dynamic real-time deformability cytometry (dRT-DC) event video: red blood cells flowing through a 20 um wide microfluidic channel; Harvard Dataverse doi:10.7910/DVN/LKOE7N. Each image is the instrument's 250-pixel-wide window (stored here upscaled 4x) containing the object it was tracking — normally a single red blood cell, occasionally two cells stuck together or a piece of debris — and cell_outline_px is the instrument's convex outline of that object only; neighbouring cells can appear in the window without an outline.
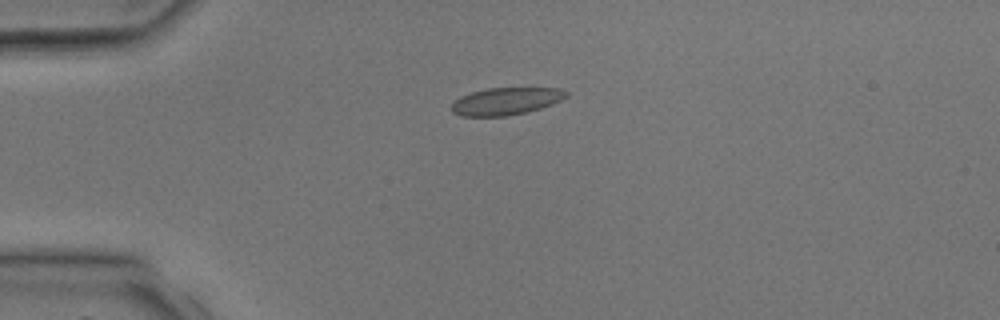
{"species": "common noctule bat (a hibernating species)", "species_latin": "Nyctalus noctula", "temperature_condition": "room temperature", "stored_images_in_passage": 1, "camera_frame_rate_fps": 3000, "um_per_image_px": 0.085, "animal": {"sex": "male", "body_mass_g": 17.9, "forearm_length_mm": 54.2}, "frame": {"image": 1, "passage_image": 1, "time_ms": 0.0, "image_size_px": [1000, 320], "cell_outline_px": [[568, 96], [552, 104], [540, 108], [508, 116], [460, 116], [452, 112], [452, 104], [460, 96], [472, 92], [488, 88], [556, 88], [568, 92]], "centroid_in_image_um": [42.99, 8.6], "position_along_channel_um": 42.0, "area_um2": 18.09}}